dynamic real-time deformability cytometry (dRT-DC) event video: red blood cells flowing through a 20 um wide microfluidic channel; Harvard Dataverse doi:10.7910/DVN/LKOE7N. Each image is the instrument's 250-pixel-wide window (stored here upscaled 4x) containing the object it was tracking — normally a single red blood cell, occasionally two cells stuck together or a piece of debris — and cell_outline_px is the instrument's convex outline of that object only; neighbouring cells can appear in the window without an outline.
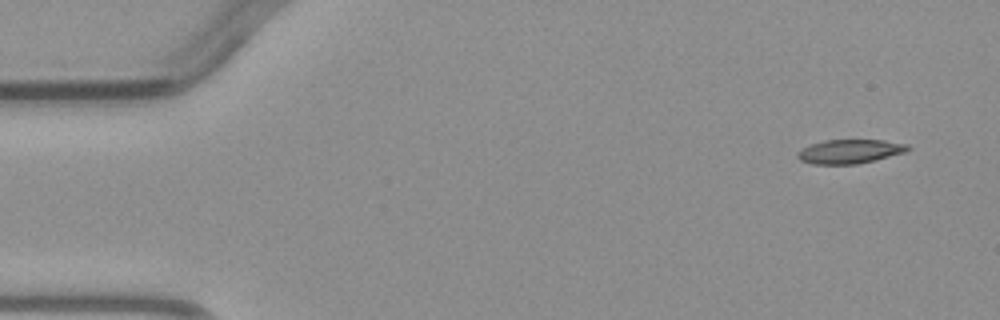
{"species": "common noctule bat (a hibernating species)", "species_latin": "Nyctalus noctula", "temperature_condition": "warm", "stored_images_in_passage": 5, "segment_of_instrument_passage": [1, 2], "camera_frame_rate_fps": 3000, "um_per_image_px": 0.085, "animal": {"sex": "male", "body_mass_g": 23.1, "forearm_length_mm": 52.7}, "frame": {"image": 1, "passage_image": 1, "time_ms": 0.0, "image_size_px": [1000, 320], "cell_outline_px": [[912, 148], [904, 152], [876, 160], [856, 164], [812, 164], [800, 160], [796, 156], [796, 152], [812, 144], [824, 140], [884, 140], [908, 144]], "centroid_in_image_um": [72.24, 12.87], "position_along_channel_um": 12.8, "area_um2": 15.43}}
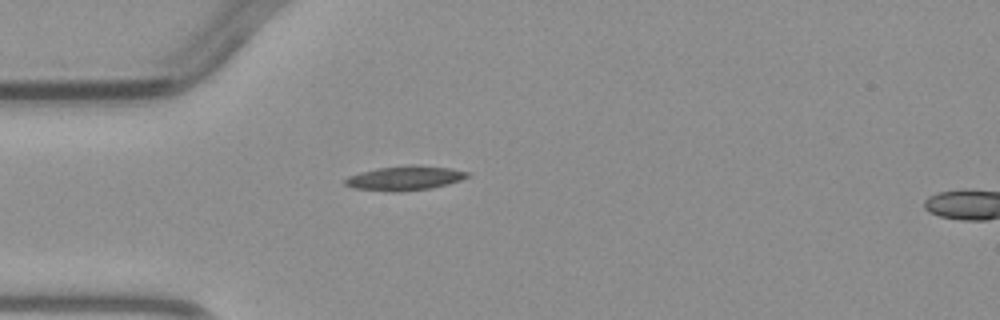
{"frame": {"image": 2, "passage_image": 4, "time_ms": 3.333, "image_size_px": [1000, 320], "cell_outline_px": [[468, 176], [460, 180], [448, 184], [432, 188], [400, 192], [388, 192], [352, 188], [344, 184], [344, 180], [348, 176], [360, 172], [376, 168], [412, 164], [452, 168], [468, 172]], "centroid_in_image_um": [34.37, 15.14], "position_along_channel_um": 50.6, "area_um2": 17.63}}